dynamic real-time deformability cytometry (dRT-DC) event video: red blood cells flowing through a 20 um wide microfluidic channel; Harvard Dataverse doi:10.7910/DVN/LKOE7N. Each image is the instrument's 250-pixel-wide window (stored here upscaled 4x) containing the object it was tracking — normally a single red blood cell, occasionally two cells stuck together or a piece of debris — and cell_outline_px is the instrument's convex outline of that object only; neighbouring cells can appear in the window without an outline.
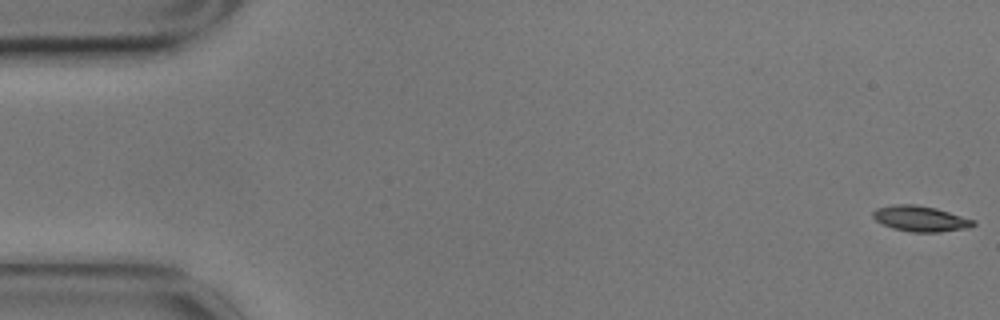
{"species": "common noctule bat (a hibernating species)", "species_latin": "Nyctalus noctula", "temperature_condition": "cold", "stored_images_in_passage": 14, "camera_frame_rate_fps": 3000, "um_per_image_px": 0.085, "animal": {"sex": "male", "body_mass_g": 17.9}, "frame": {"image": 1, "passage_image": 1, "time_ms": 0.0, "image_size_px": [1000, 320], "cell_outline_px": [[976, 224], [968, 228], [940, 232], [912, 232], [892, 228], [880, 224], [872, 216], [872, 212], [876, 208], [892, 204], [916, 204], [936, 208], [976, 220]], "centroid_in_image_um": [78.22, 18.58], "position_along_channel_um": 6.8, "area_um2": 15.2}}